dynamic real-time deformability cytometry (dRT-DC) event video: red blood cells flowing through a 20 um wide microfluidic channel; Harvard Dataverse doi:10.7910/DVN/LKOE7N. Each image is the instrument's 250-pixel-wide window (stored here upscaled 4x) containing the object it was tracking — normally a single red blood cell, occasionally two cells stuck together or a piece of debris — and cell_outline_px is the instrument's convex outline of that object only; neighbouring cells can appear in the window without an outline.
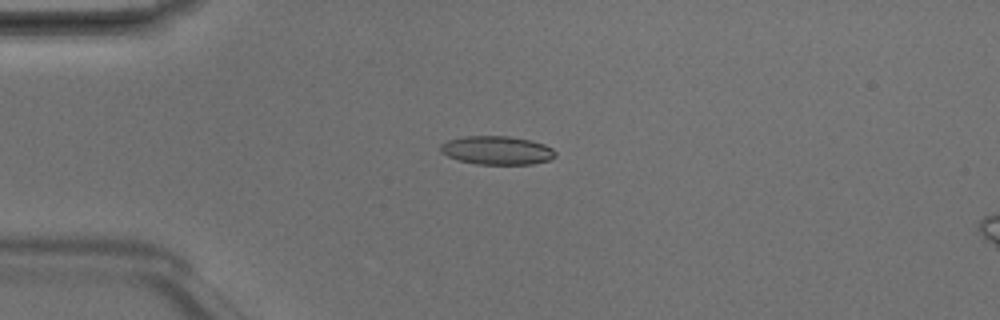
{"species": "Egyptian fruit bat (a non-hibernating species)", "species_latin": "Rousettus aegyptiacus", "temperature_condition": "room temperature", "stored_images_in_passage": 6, "camera_frame_rate_fps": 3000, "um_per_image_px": 0.085, "animal": {"sex": "male"}, "frame": {"image": 1, "passage_image": 4, "time_ms": 1.0, "image_size_px": [1000, 320], "cell_outline_px": [[556, 156], [548, 160], [532, 164], [476, 164], [460, 160], [448, 156], [440, 152], [440, 144], [448, 140], [464, 136], [508, 136], [532, 140], [544, 144], [552, 148], [556, 152]], "centroid_in_image_um": [42.24, 12.77], "position_along_channel_um": 42.8, "area_um2": 19.13}}
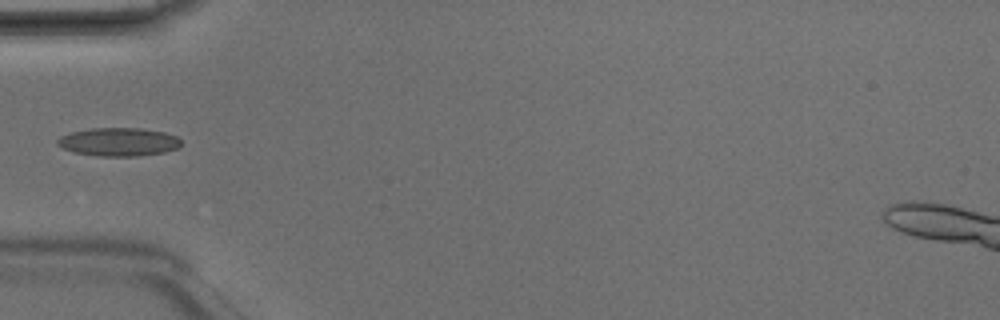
{"frame": {"image": 2, "passage_image": 5, "time_ms": 1.333, "image_size_px": [1000, 320], "cell_outline_px": [[180, 144], [176, 148], [164, 152], [136, 156], [100, 156], [72, 152], [56, 144], [56, 140], [60, 136], [72, 132], [92, 128], [140, 128], [164, 132], [176, 136], [180, 140]], "centroid_in_image_um": [10.05, 12.06], "position_along_channel_um": 75.0, "area_um2": 20.29}}